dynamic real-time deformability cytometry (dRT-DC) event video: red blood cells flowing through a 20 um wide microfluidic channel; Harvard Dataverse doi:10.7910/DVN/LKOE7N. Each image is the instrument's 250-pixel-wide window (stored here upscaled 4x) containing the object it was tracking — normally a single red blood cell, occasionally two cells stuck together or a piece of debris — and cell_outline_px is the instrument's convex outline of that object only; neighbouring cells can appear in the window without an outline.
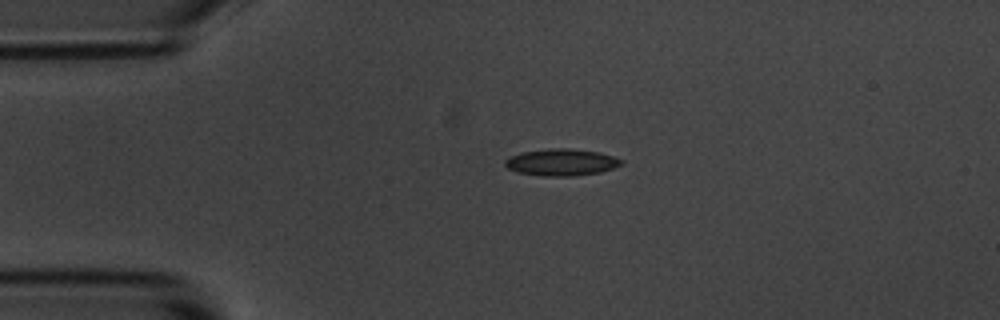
{"species": "common noctule bat (a hibernating species)", "species_latin": "Nyctalus noctula", "temperature_condition": "room temperature", "stored_images_in_passage": 3, "camera_frame_rate_fps": 3000, "um_per_image_px": 0.085, "animal": {"sex": "male", "body_mass_g": 20.1, "forearm_length_mm": 53.5}, "frame": {"image": 1, "passage_image": 1, "time_ms": 0.0, "image_size_px": [1000, 320], "cell_outline_px": [[624, 164], [600, 172], [576, 176], [544, 176], [516, 172], [508, 168], [504, 164], [504, 160], [508, 156], [520, 152], [548, 148], [572, 148], [600, 152], [624, 160]], "centroid_in_image_um": [47.7, 13.78], "position_along_channel_um": 37.3, "area_um2": 18.5}}